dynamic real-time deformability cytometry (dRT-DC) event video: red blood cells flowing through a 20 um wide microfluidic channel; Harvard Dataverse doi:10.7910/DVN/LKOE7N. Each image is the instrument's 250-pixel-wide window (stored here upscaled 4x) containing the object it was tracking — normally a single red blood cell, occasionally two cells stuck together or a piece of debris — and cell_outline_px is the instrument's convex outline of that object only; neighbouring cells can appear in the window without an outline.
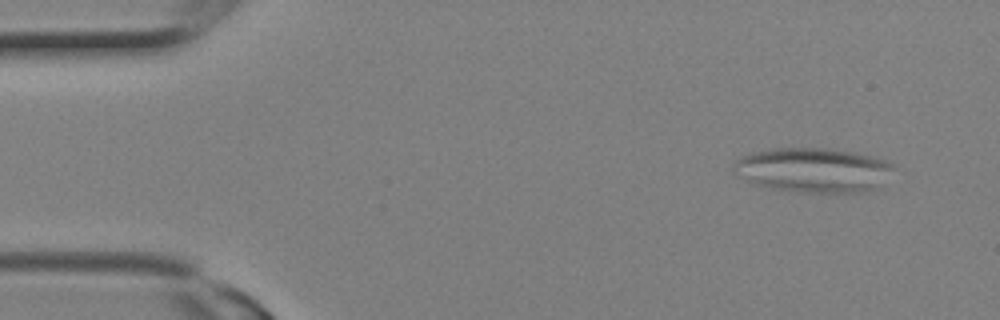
{"species": "Egyptian fruit bat (a non-hibernating species)", "species_latin": "Rousettus aegyptiacus", "temperature_condition": "room temperature", "stored_images_in_passage": 9, "camera_frame_rate_fps": 3000, "um_per_image_px": 0.085, "animal": {"sex": "female"}, "frame": {"image": 1, "passage_image": 2, "time_ms": 0.333, "image_size_px": [1000, 320], "cell_outline_px": [[892, 168], [872, 188], [860, 192], [800, 192], [772, 188], [756, 184], [736, 176], [732, 172], [736, 160], [752, 152], [776, 148], [828, 148], [852, 152], [884, 160], [892, 164]], "centroid_in_image_um": [69.0, 14.44], "position_along_channel_um": 16.0, "area_um2": 40.52}}